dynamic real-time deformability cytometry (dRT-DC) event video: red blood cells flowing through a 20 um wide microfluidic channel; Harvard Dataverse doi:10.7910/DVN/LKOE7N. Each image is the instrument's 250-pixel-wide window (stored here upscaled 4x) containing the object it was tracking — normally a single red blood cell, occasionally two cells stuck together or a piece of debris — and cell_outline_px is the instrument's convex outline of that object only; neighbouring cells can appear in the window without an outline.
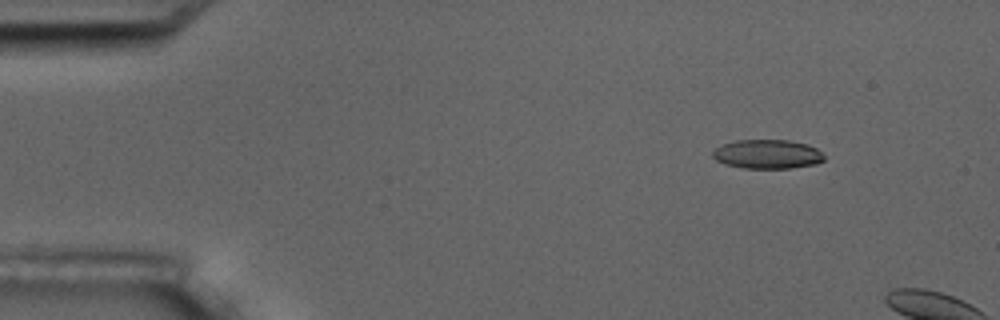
{"species": "common noctule bat (a hibernating species)", "species_latin": "Nyctalus noctula", "temperature_condition": "room temperature", "stored_images_in_passage": 3, "camera_frame_rate_fps": 3000, "um_per_image_px": 0.085, "animal": {"sex": "male", "body_mass_g": 17.5, "forearm_length_mm": 52.3}, "frame": {"image": 1, "passage_image": 2, "time_ms": 1.333, "image_size_px": [1000, 320], "cell_outline_px": [[824, 160], [816, 164], [792, 168], [744, 168], [724, 164], [716, 160], [712, 156], [712, 152], [716, 148], [724, 144], [736, 140], [788, 140], [808, 144], [816, 148], [824, 156]], "centroid_in_image_um": [65.23, 13.1], "position_along_channel_um": 19.8, "area_um2": 18.9}}